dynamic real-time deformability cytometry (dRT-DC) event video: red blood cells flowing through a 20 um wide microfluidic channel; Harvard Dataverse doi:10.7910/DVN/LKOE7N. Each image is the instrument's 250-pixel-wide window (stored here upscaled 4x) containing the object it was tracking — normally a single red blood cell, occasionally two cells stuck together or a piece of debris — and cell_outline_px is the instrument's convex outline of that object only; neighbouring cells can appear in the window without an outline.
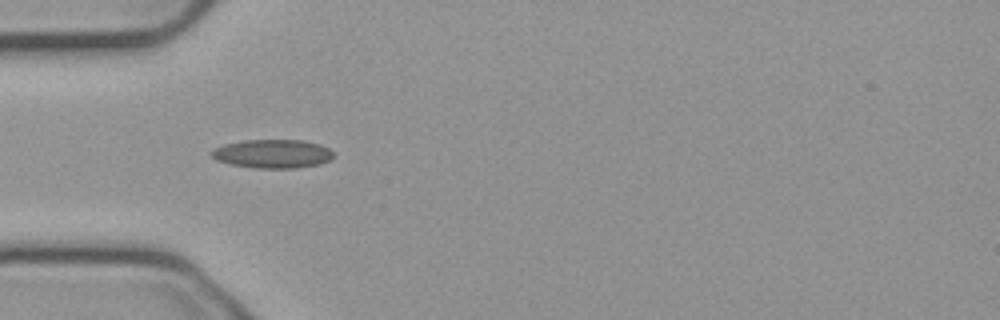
{"species": "common noctule bat (a hibernating species)", "species_latin": "Nyctalus noctula", "temperature_condition": "cold", "stored_images_in_passage": 44, "camera_frame_rate_fps": 3000, "um_per_image_px": 0.085, "animal": {"sex": "male", "body_mass_g": 23.1, "forearm_length_mm": 52.7}, "frame": {"image": 1, "passage_image": 6, "time_ms": 1.667, "image_size_px": [1000, 320], "cell_outline_px": [[332, 156], [328, 160], [320, 164], [296, 168], [256, 168], [228, 164], [216, 160], [208, 152], [212, 148], [224, 144], [244, 140], [300, 140], [320, 144], [328, 148], [332, 152]], "centroid_in_image_um": [23.1, 13.07], "position_along_channel_um": 61.9, "area_um2": 20.46}}
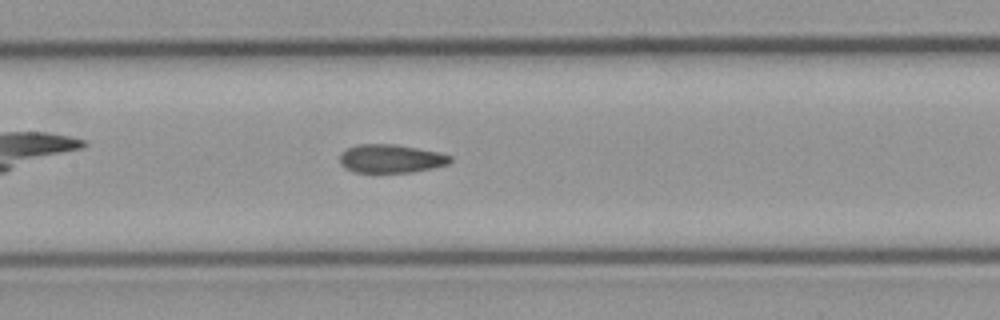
{"frame": {"image": 2, "passage_image": 15, "time_ms": 4.667, "image_size_px": [1000, 320], "cell_outline_px": [[452, 160], [448, 164], [432, 168], [412, 172], [352, 172], [344, 168], [340, 164], [340, 156], [348, 148], [356, 144], [396, 144], [440, 152], [452, 156]], "centroid_in_image_um": [33.24, 13.48], "position_along_channel_um": 174.2, "area_um2": 18.38}}
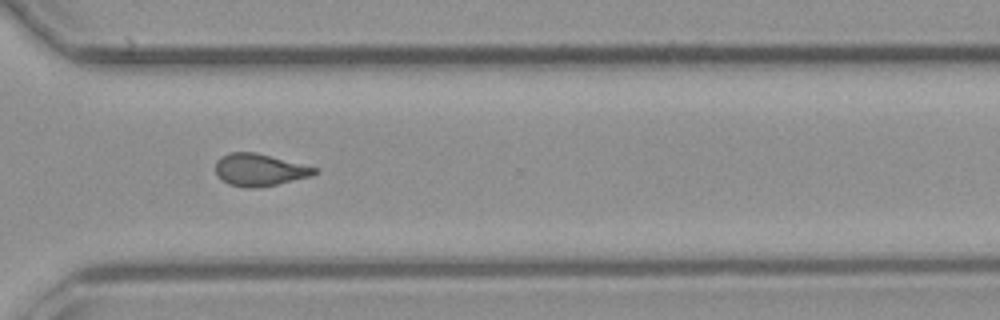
{"frame": {"image": 3, "passage_image": 29, "time_ms": 9.333, "image_size_px": [1000, 320], "cell_outline_px": [[320, 172], [312, 176], [276, 184], [256, 188], [244, 188], [228, 184], [216, 172], [216, 160], [220, 156], [232, 152], [256, 152], [320, 168]], "centroid_in_image_um": [22.11, 14.43], "position_along_channel_um": 348.5, "area_um2": 18.73}, "authors_computed_cell_mechanics": {"area_um2": 18.5827, "velocity_mm_per_s": 3.7564, "shape_relaxation_time_tau1_ms": null, "shape_relaxation_time_tau2_ms": 2.5408, "deformation_change_tau1": null, "deformation_change_tau2": 0.0968}}